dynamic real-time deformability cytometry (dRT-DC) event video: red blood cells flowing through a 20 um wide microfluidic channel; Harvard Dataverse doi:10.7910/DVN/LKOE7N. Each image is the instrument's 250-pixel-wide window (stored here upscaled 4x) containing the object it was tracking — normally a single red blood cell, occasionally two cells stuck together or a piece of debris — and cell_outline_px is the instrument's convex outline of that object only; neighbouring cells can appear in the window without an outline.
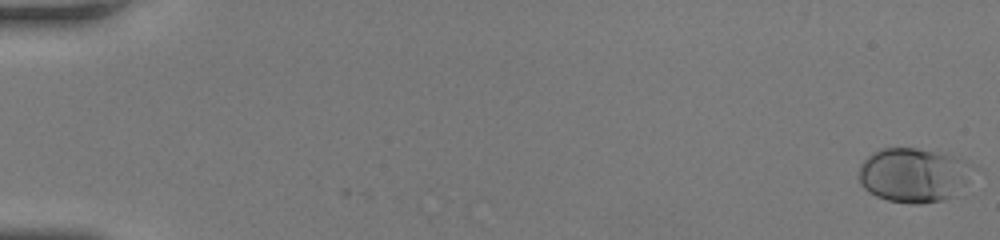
{"species": "human", "species_latin": "Homo sapiens", "temperature_condition": "room temperature", "stored_images_in_passage": 52, "camera_frame_rate_fps": 3000, "um_per_image_px": 0.085, "donor": {"sex": "female"}, "frame": {"image": 1, "passage_image": 1, "time_ms": 0.0, "image_size_px": [1000, 240], "cell_outline_px": [[968, 164], [952, 196], [944, 200], [920, 204], [912, 204], [888, 200], [876, 196], [868, 192], [860, 184], [860, 164], [872, 152], [880, 148], [916, 148], [952, 156], [964, 160]], "centroid_in_image_um": [77.45, 14.88], "position_along_channel_um": 7.5, "area_um2": 34.56}}
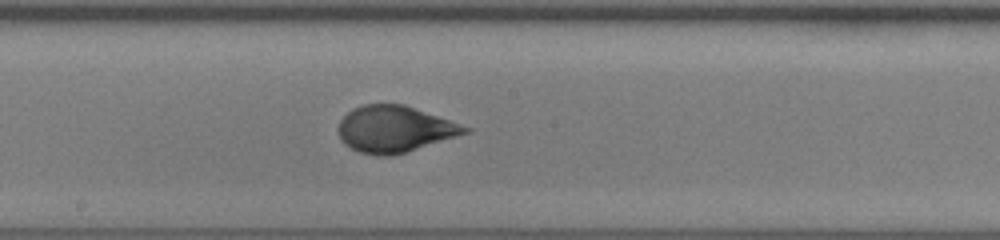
{"frame": {"image": 2, "passage_image": 30, "time_ms": 9.667, "image_size_px": [1000, 240], "cell_outline_px": [[472, 132], [404, 152], [388, 156], [376, 156], [360, 152], [344, 144], [340, 140], [336, 128], [340, 120], [352, 108], [364, 104], [404, 104], [472, 128]], "centroid_in_image_um": [33.52, 10.97], "position_along_channel_um": 214.7, "area_um2": 34.28}}
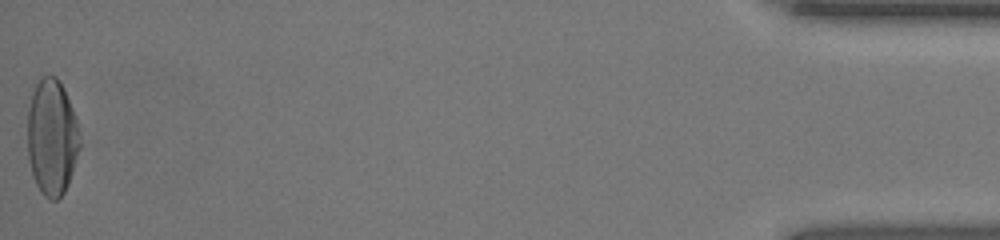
{"frame": {"image": 3, "passage_image": 52, "time_ms": 17.0, "image_size_px": [1000, 240], "cell_outline_px": [[80, 148], [68, 184], [64, 192], [56, 200], [52, 200], [44, 196], [36, 184], [28, 160], [28, 108], [32, 92], [40, 76], [56, 76], [60, 80], [64, 88], [72, 108], [80, 132]], "centroid_in_image_um": [4.41, 11.65], "position_along_channel_um": 430.8, "area_um2": 35.49}, "authors_computed_cell_mechanics": {"area_um2": 33.8419, "velocity_mm_per_s": 4.1739, "shape_relaxation_time_tau1_ms": 5.9934, "shape_relaxation_time_tau2_ms": null, "deformation_change_tau1": 0.22, "deformation_change_tau2": null}}